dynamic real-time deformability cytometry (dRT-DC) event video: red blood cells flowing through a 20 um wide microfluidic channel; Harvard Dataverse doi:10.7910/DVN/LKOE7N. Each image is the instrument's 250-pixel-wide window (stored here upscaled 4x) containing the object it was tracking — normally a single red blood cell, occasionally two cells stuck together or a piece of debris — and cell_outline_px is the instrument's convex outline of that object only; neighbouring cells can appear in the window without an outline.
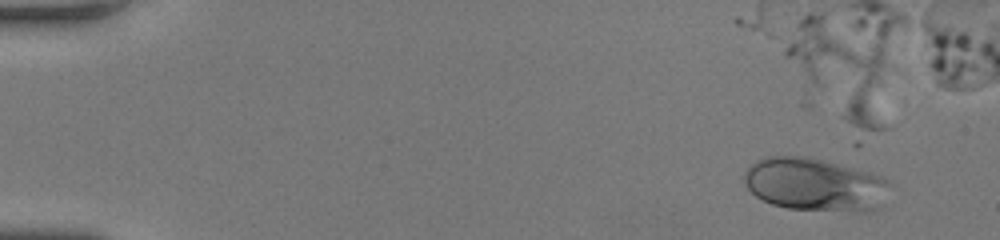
{"species": "human", "species_latin": "Homo sapiens", "temperature_condition": "room temperature", "stored_images_in_passage": 20, "camera_frame_rate_fps": 3000, "um_per_image_px": 0.085, "donor": {"sex": "female"}, "frame": {"image": 1, "passage_image": 1, "time_ms": 0.0, "image_size_px": [1000, 240], "cell_outline_px": [[892, 184], [880, 208], [872, 212], [852, 212], [788, 208], [772, 204], [756, 196], [748, 188], [744, 180], [744, 172], [756, 160], [764, 156], [812, 156], [872, 172], [884, 176]], "centroid_in_image_um": [69.35, 15.68], "position_along_channel_um": 15.7, "area_um2": 46.01}}